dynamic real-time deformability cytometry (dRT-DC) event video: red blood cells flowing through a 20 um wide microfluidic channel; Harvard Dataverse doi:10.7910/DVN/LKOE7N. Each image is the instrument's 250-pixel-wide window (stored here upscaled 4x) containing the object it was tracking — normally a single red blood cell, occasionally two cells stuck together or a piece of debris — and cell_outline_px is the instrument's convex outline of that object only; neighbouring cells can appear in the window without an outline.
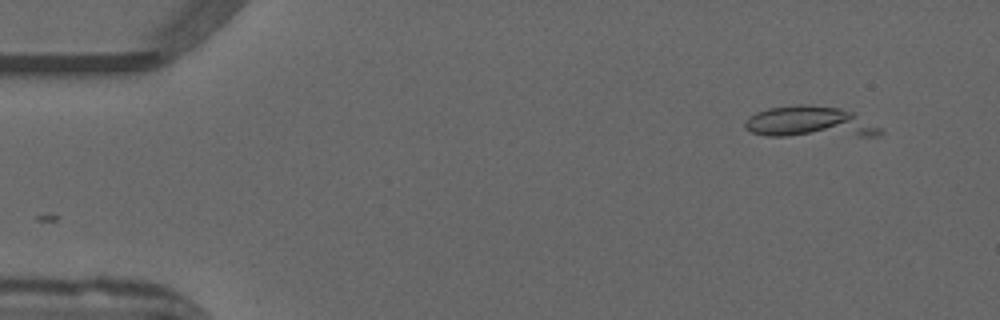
{"species": "common noctule bat (a hibernating species)", "species_latin": "Nyctalus noctula", "temperature_condition": "warm", "stored_images_in_passage": 3, "camera_frame_rate_fps": 3000, "um_per_image_px": 0.085, "animal": {"sex": "male", "forearm_length_mm": 52.5}, "frame": {"image": 1, "passage_image": 1, "time_ms": 0.0, "image_size_px": [1000, 320], "cell_outline_px": [[884, 132], [876, 136], [768, 136], [752, 132], [744, 128], [744, 120], [748, 116], [756, 112], [768, 108], [800, 104], [804, 104], [840, 108], [856, 112], [880, 128]], "centroid_in_image_um": [68.84, 10.38], "position_along_channel_um": 16.2, "area_um2": 24.97}}